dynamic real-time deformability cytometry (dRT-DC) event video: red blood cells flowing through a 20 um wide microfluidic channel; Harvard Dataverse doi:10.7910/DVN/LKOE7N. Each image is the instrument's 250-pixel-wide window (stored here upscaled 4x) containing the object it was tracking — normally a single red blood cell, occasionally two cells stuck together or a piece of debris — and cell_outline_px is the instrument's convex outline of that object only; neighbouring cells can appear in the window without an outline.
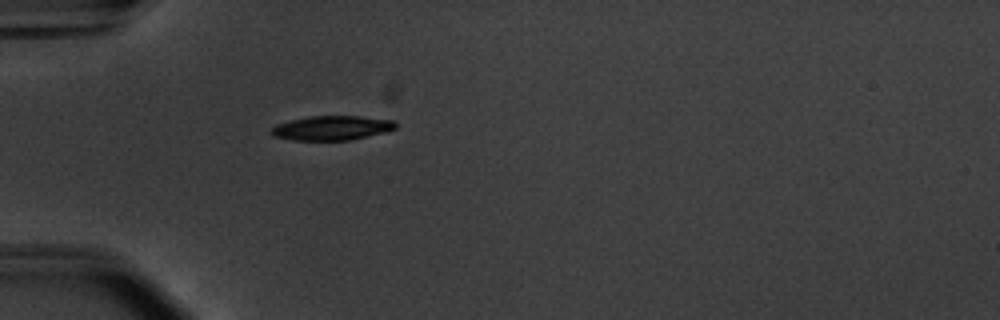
{"species": "common noctule bat (a hibernating species)", "species_latin": "Nyctalus noctula", "temperature_condition": "warm", "stored_images_in_passage": 38, "camera_frame_rate_fps": 3000, "um_per_image_px": 0.085, "animal": {"sex": "male", "body_mass_g": 20.1, "forearm_length_mm": 53.5}, "frame": {"image": 1, "passage_image": 1, "time_ms": 0.0, "image_size_px": [1000, 320], "cell_outline_px": [[396, 128], [348, 140], [292, 140], [272, 136], [268, 132], [276, 124], [308, 116], [360, 116], [396, 120]], "centroid_in_image_um": [28.14, 10.87], "position_along_channel_um": 56.9, "area_um2": 17.51}}
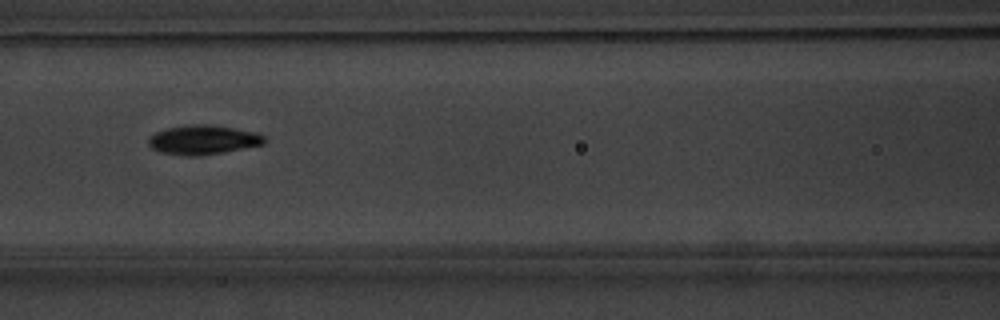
{"frame": {"image": 2, "passage_image": 9, "time_ms": 2.667, "image_size_px": [1000, 320], "cell_outline_px": [[264, 144], [224, 152], [196, 156], [188, 156], [160, 152], [152, 148], [148, 144], [148, 140], [156, 132], [168, 128], [192, 124], [208, 124], [256, 132], [264, 136]], "centroid_in_image_um": [17.26, 11.89], "position_along_channel_um": 149.3, "area_um2": 19.54}}
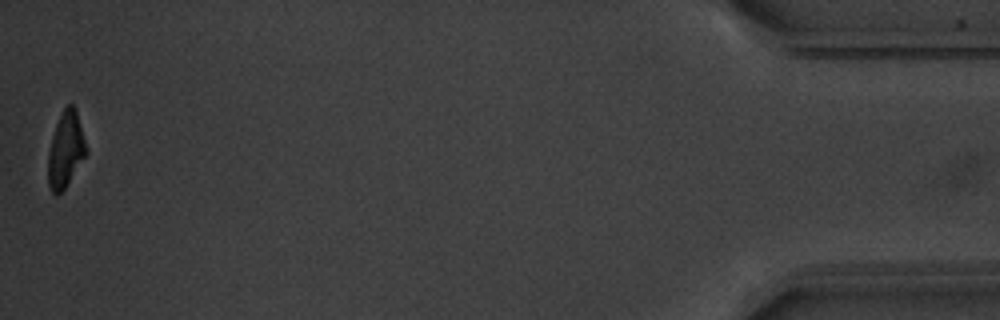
{"frame": {"image": 3, "passage_image": 38, "time_ms": 12.333, "image_size_px": [1000, 320], "cell_outline_px": [[88, 152], [64, 188], [56, 196], [52, 192], [48, 184], [48, 152], [52, 136], [56, 124], [64, 108], [68, 104], [72, 104], [76, 108], [88, 148]], "centroid_in_image_um": [5.59, 12.7], "position_along_channel_um": 429.6, "area_um2": 16.76}, "authors_computed_cell_mechanics": {"area_um2": 18.9295, "velocity_mm_per_s": 3.7716, "shape_relaxation_time_tau1_ms": 2.4305, "shape_relaxation_time_tau2_ms": 2.6572, "deformation_change_tau1": 0.1468, "deformation_change_tau2": 0.069}}